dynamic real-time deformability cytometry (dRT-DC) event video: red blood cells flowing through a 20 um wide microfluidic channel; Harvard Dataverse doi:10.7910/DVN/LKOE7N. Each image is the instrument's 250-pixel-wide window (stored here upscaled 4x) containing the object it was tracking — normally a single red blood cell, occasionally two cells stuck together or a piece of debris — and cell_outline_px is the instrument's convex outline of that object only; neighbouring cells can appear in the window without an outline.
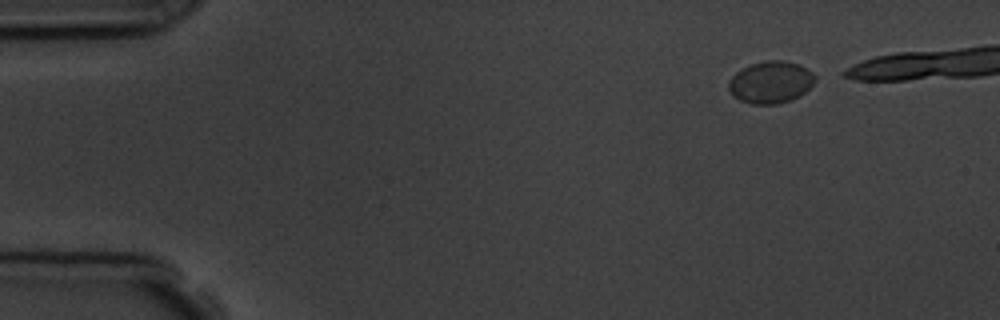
{"species": "common noctule bat (a hibernating species)", "species_latin": "Nyctalus noctula", "temperature_condition": "room temperature", "stored_images_in_passage": 8, "camera_frame_rate_fps": 3000, "um_per_image_px": 0.085, "animal": {"sex": "male", "body_mass_g": 19.5, "forearm_length_mm": 54.6}, "frame": {"image": 1, "passage_image": 1, "time_ms": 0.0, "image_size_px": [1000, 320], "cell_outline_px": [[816, 80], [800, 96], [792, 100], [776, 104], [752, 104], [740, 100], [732, 96], [728, 88], [728, 80], [736, 72], [752, 64], [764, 60], [784, 60], [800, 64], [812, 72], [816, 76]], "centroid_in_image_um": [65.51, 6.99], "position_along_channel_um": 19.5, "area_um2": 21.33}}